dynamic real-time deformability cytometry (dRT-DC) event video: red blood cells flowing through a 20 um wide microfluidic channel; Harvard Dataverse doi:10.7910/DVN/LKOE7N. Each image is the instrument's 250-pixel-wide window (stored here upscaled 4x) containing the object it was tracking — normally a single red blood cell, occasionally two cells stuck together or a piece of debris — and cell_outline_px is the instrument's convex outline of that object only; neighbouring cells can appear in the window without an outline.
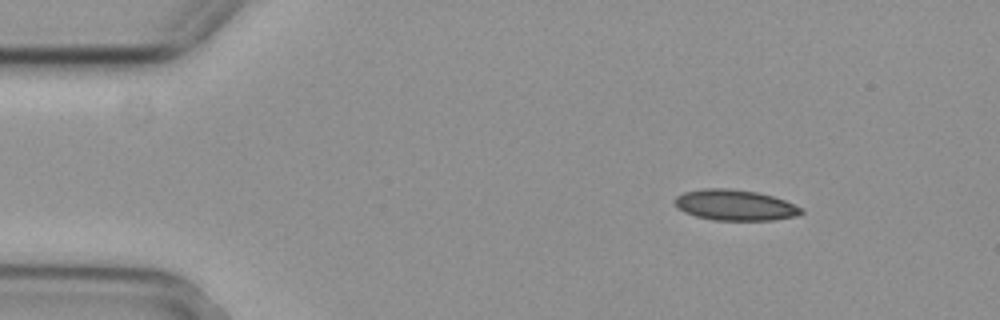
{"species": "common noctule bat (a hibernating species)", "species_latin": "Nyctalus noctula", "temperature_condition": "cold", "stored_images_in_passage": 2, "camera_frame_rate_fps": 3000, "um_per_image_px": 0.085, "animal": {"sex": "female", "body_mass_g": 29.2, "forearm_length_mm": 56.3}, "frame": {"image": 1, "passage_image": 1, "time_ms": 0.0, "image_size_px": [1000, 320], "cell_outline_px": [[804, 212], [796, 216], [772, 220], [712, 220], [696, 216], [684, 212], [676, 208], [676, 196], [684, 192], [704, 188], [728, 188], [756, 192], [772, 196], [784, 200], [804, 208]], "centroid_in_image_um": [62.48, 17.43], "position_along_channel_um": 22.5, "area_um2": 22.66}}